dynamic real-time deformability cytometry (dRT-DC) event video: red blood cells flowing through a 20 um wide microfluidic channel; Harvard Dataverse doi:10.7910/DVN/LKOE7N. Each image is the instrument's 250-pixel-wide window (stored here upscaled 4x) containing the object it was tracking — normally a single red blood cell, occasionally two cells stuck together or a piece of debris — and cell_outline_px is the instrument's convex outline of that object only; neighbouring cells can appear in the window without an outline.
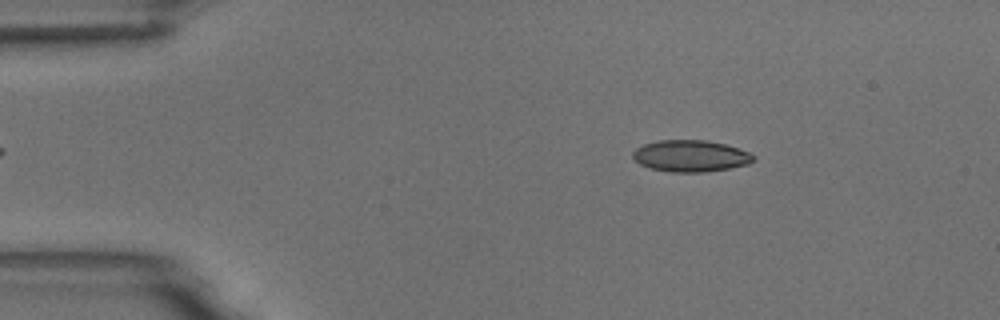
{"species": "common noctule bat (a hibernating species)", "species_latin": "Nyctalus noctula", "temperature_condition": "room temperature", "stored_images_in_passage": 4, "camera_frame_rate_fps": 3000, "um_per_image_px": 0.085, "animal": {"sex": "male", "body_mass_g": 18.8}, "frame": {"image": 1, "passage_image": 2, "time_ms": 1.333, "image_size_px": [1000, 320], "cell_outline_px": [[756, 160], [748, 164], [728, 168], [704, 172], [668, 172], [648, 168], [640, 164], [632, 156], [632, 152], [636, 148], [644, 144], [660, 140], [704, 140], [724, 144], [740, 148], [756, 156]], "centroid_in_image_um": [58.7, 13.26], "position_along_channel_um": 26.3, "area_um2": 22.31}}
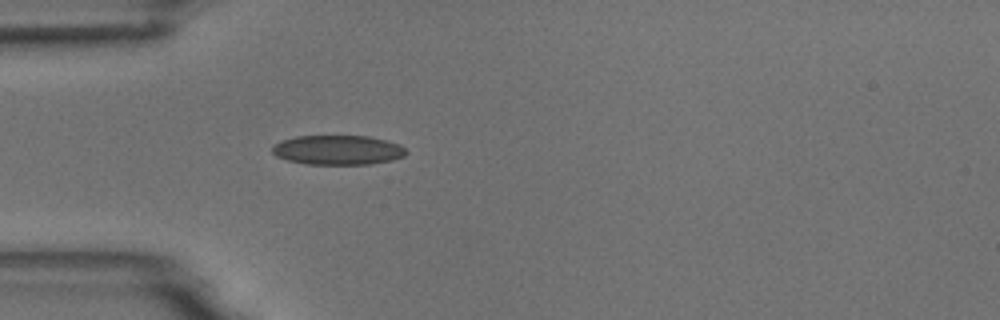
{"frame": {"image": 2, "passage_image": 4, "time_ms": 3.667, "image_size_px": [1000, 320], "cell_outline_px": [[408, 152], [404, 156], [392, 160], [372, 164], [304, 164], [288, 160], [276, 156], [272, 152], [272, 148], [280, 140], [296, 136], [368, 136], [400, 144]], "centroid_in_image_um": [28.72, 12.75], "position_along_channel_um": 56.3, "area_um2": 23.06}}